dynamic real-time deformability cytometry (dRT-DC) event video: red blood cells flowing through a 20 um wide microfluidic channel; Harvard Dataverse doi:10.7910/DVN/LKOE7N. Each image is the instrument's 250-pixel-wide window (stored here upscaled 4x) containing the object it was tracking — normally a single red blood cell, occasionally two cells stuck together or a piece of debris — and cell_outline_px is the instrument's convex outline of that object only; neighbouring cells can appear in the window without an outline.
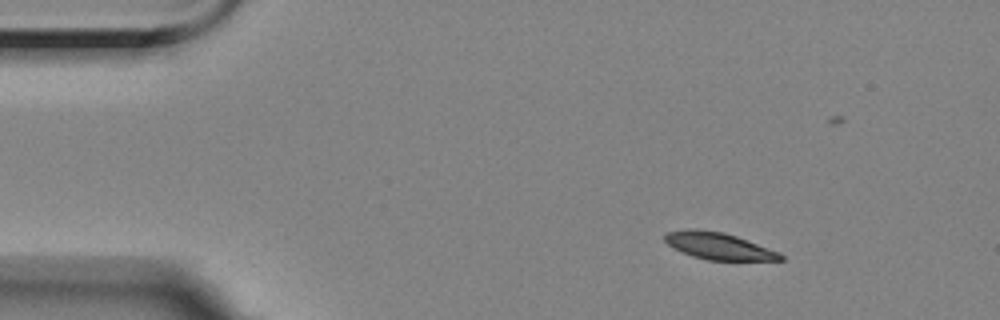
{"species": "Egyptian fruit bat (a non-hibernating species)", "species_latin": "Rousettus aegyptiacus", "temperature_condition": "room temperature", "stored_images_in_passage": 6, "camera_frame_rate_fps": 3000, "um_per_image_px": 0.085, "animal": {"sex": "female"}, "frame": {"image": 1, "passage_image": 1, "time_ms": 0.0, "image_size_px": [1000, 320], "cell_outline_px": [[784, 260], [708, 260], [692, 256], [672, 248], [664, 240], [664, 236], [668, 232], [688, 228], [696, 228], [724, 232], [736, 236], [780, 252], [784, 256]], "centroid_in_image_um": [61.06, 20.9], "position_along_channel_um": 23.9, "area_um2": 18.21}}
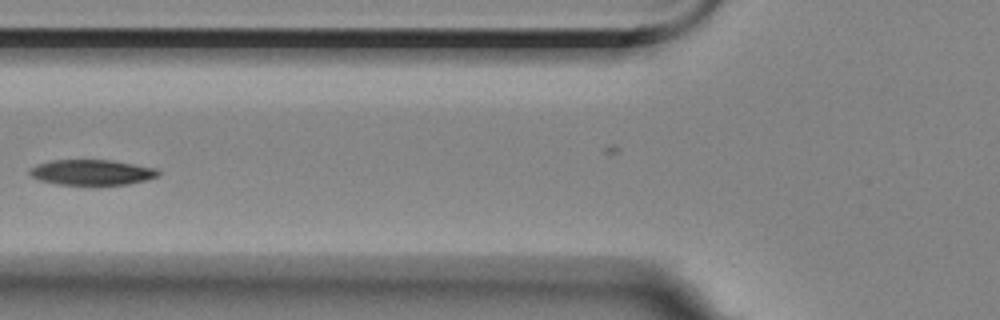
{"frame": {"image": 2, "passage_image": 5, "time_ms": 4.667, "image_size_px": [1000, 320], "cell_outline_px": [[160, 176], [148, 180], [128, 184], [56, 184], [40, 180], [32, 176], [28, 172], [36, 164], [52, 160], [108, 160], [156, 168], [160, 172]], "centroid_in_image_um": [7.83, 14.65], "position_along_channel_um": 118.0, "area_um2": 18.84}}
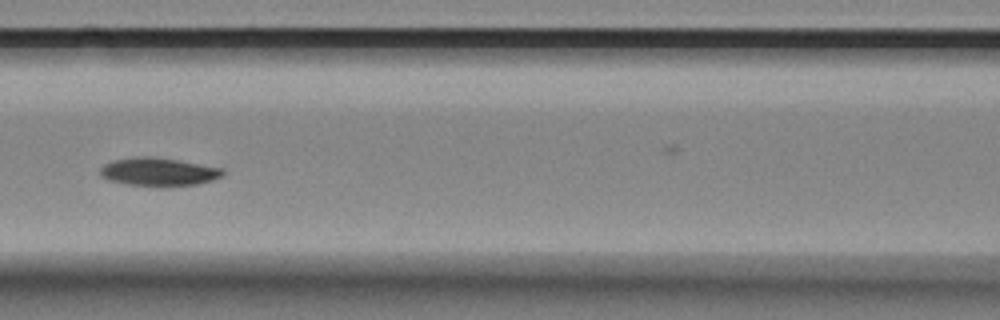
{"frame": {"image": 3, "passage_image": 6, "time_ms": 5.667, "image_size_px": [1000, 320], "cell_outline_px": [[224, 176], [212, 180], [196, 184], [164, 188], [160, 188], [128, 184], [108, 180], [100, 176], [100, 168], [104, 164], [112, 160], [140, 156], [148, 156], [176, 160], [224, 168]], "centroid_in_image_um": [13.47, 14.63], "position_along_channel_um": 153.1, "area_um2": 20.52}}